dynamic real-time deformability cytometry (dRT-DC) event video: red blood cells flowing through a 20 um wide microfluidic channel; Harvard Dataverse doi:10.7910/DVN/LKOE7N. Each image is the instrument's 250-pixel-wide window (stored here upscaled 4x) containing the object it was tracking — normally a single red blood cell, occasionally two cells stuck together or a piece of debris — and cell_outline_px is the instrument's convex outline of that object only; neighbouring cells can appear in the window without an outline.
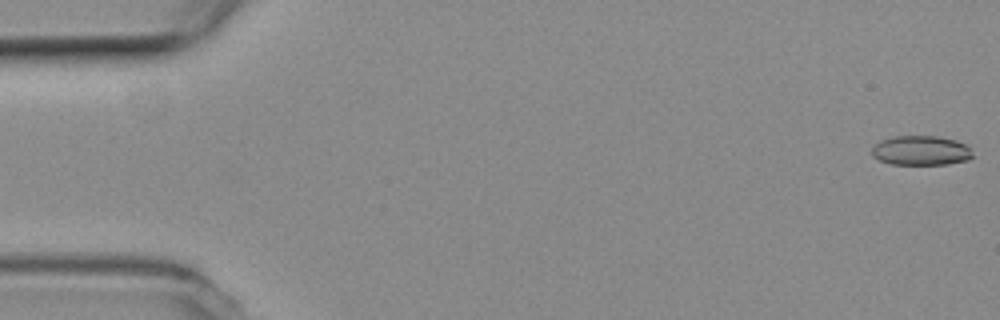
{"species": "common noctule bat (a hibernating species)", "species_latin": "Nyctalus noctula", "temperature_condition": "room temperature", "stored_images_in_passage": 12, "camera_frame_rate_fps": 3000, "um_per_image_px": 0.085, "animal": {"sex": "female", "body_mass_g": 19.3, "forearm_length_mm": 54.1}, "frame": {"image": 1, "passage_image": 1, "time_ms": 0.0, "image_size_px": [1000, 320], "cell_outline_px": [[972, 156], [968, 160], [948, 164], [892, 164], [880, 160], [872, 156], [872, 148], [880, 140], [892, 136], [936, 136], [956, 140], [968, 144], [972, 148]], "centroid_in_image_um": [78.31, 12.78], "position_along_channel_um": 6.7, "area_um2": 17.51}}